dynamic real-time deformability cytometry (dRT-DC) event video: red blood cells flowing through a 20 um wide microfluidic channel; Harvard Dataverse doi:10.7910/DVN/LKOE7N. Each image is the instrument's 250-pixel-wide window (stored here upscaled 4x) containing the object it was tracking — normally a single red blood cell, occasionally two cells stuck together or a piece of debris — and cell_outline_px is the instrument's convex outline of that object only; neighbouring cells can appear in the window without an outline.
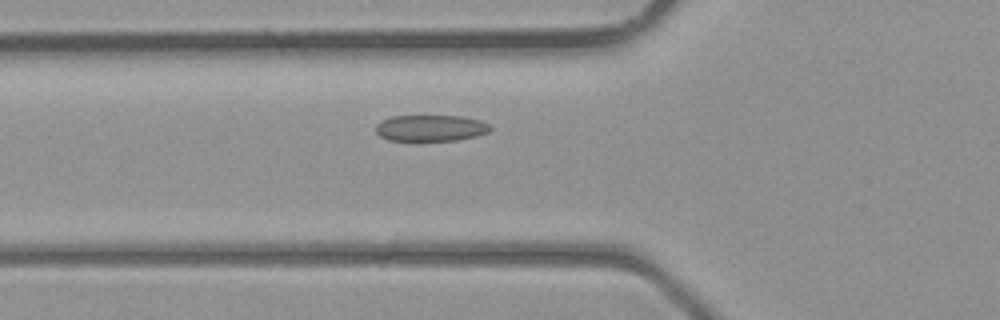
{"species": "common noctule bat (a hibernating species)", "species_latin": "Nyctalus noctula", "temperature_condition": "room temperature", "stored_images_in_passage": 35, "camera_frame_rate_fps": 3000, "um_per_image_px": 0.085, "animal": {"sex": "male", "body_mass_g": 23.1, "forearm_length_mm": 52.7}, "frame": {"image": 1, "passage_image": 10, "time_ms": 3.0, "image_size_px": [1000, 320], "cell_outline_px": [[492, 128], [488, 132], [476, 136], [456, 140], [388, 140], [380, 136], [376, 132], [376, 124], [392, 116], [464, 116], [480, 120], [488, 124]], "centroid_in_image_um": [36.62, 10.88], "position_along_channel_um": 89.2, "area_um2": 17.4}}
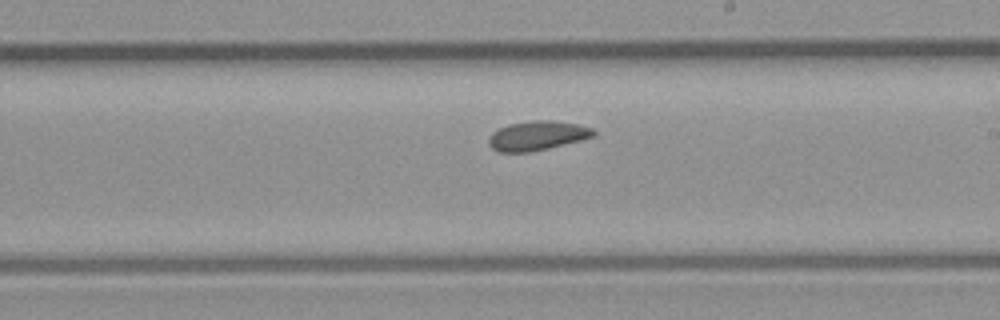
{"frame": {"image": 2, "passage_image": 19, "time_ms": 6.0, "image_size_px": [1000, 320], "cell_outline_px": [[596, 132], [592, 136], [580, 140], [532, 152], [500, 152], [492, 148], [488, 144], [488, 140], [492, 132], [508, 124], [536, 120], [552, 120], [576, 124], [592, 128]], "centroid_in_image_um": [45.63, 11.53], "position_along_channel_um": 243.4, "area_um2": 17.74}}
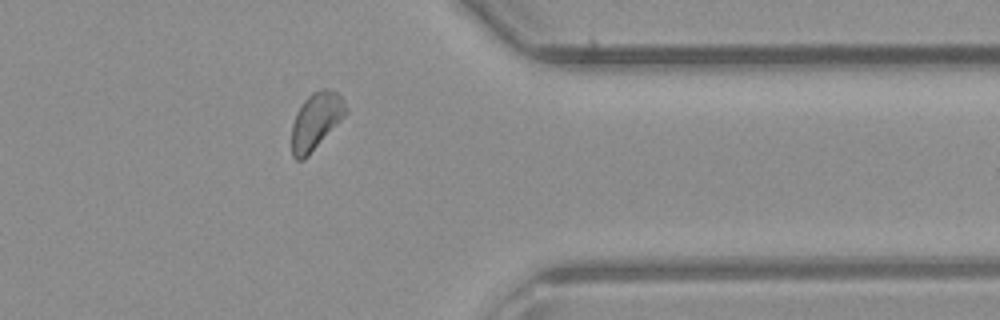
{"frame": {"image": 3, "passage_image": 28, "time_ms": 9.0, "image_size_px": [1000, 320], "cell_outline_px": [[348, 112], [308, 156], [304, 160], [296, 160], [292, 156], [292, 124], [296, 112], [304, 100], [312, 92], [320, 88], [324, 88], [336, 92], [340, 96], [348, 108]], "centroid_in_image_um": [26.84, 10.28], "position_along_channel_um": 384.6, "area_um2": 17.86}}